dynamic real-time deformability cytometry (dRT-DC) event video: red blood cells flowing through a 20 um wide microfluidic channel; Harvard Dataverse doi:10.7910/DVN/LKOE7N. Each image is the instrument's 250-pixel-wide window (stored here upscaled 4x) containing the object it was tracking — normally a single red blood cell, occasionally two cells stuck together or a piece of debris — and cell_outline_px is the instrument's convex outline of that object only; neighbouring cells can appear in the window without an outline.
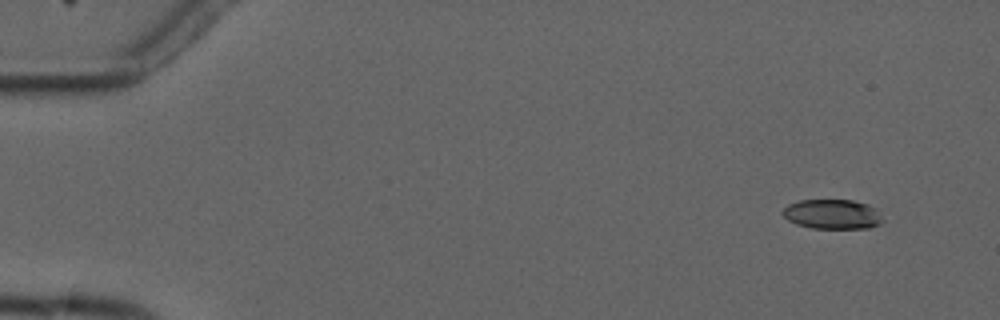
{"species": "common noctule bat (a hibernating species)", "species_latin": "Nyctalus noctula", "temperature_condition": "cold", "stored_images_in_passage": 7, "camera_frame_rate_fps": 3000, "um_per_image_px": 0.085, "animal": {"sex": "male", "forearm_length_mm": 52.5}, "frame": {"image": 1, "passage_image": 2, "time_ms": 1.333, "image_size_px": [1000, 320], "cell_outline_px": [[884, 220], [880, 224], [868, 228], [812, 228], [796, 224], [788, 220], [780, 212], [788, 204], [800, 200], [852, 200], [868, 204], [876, 208]], "centroid_in_image_um": [70.76, 18.2], "position_along_channel_um": 14.2, "area_um2": 17.4}}
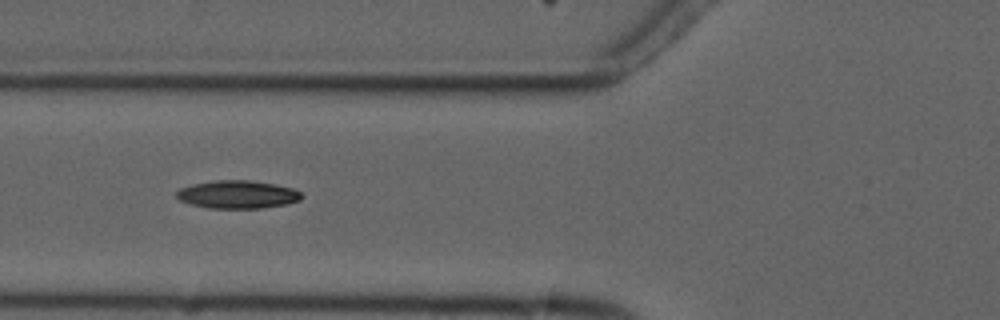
{"frame": {"image": 2, "passage_image": 7, "time_ms": 7.0, "image_size_px": [1000, 320], "cell_outline_px": [[304, 196], [300, 200], [288, 204], [260, 208], [208, 208], [192, 204], [180, 200], [176, 196], [176, 192], [180, 188], [192, 184], [216, 180], [248, 180], [276, 184], [292, 188], [300, 192]], "centroid_in_image_um": [20.21, 16.53], "position_along_channel_um": 105.6, "area_um2": 20.4}}